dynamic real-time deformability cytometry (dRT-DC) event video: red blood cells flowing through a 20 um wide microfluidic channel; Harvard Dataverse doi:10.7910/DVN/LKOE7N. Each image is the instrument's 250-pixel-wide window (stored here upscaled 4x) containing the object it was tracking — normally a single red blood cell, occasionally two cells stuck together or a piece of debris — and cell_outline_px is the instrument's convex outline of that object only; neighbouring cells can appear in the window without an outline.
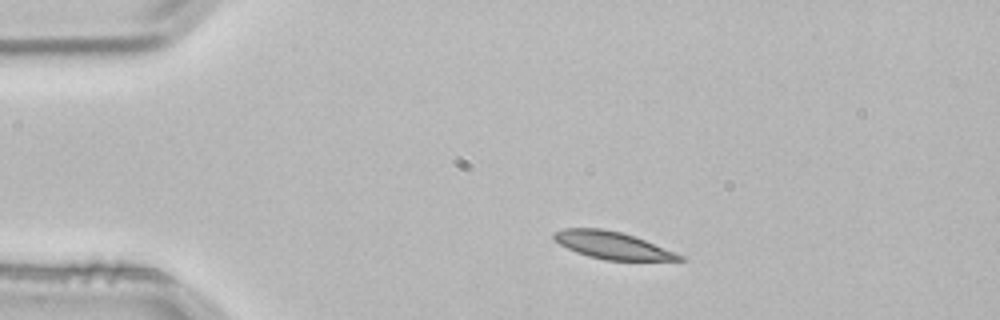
{"species": "common noctule bat (a hibernating species)", "species_latin": "Nyctalus noctula", "temperature_condition": "room temperature", "stored_images_in_passage": 2, "camera_frame_rate_fps": 3000, "um_per_image_px": 0.085, "animal": {"sex": "male", "body_mass_g": 21.5, "forearm_length_mm": 52.0}, "frame": {"image": 1, "passage_image": 1, "time_ms": 0.0, "image_size_px": [1000, 320], "cell_outline_px": [[688, 260], [604, 260], [588, 256], [576, 252], [560, 244], [552, 236], [552, 232], [564, 228], [600, 228], [620, 232], [644, 240], [676, 252], [684, 256]], "centroid_in_image_um": [52.04, 20.85], "position_along_channel_um": 33.0, "area_um2": 19.77}}